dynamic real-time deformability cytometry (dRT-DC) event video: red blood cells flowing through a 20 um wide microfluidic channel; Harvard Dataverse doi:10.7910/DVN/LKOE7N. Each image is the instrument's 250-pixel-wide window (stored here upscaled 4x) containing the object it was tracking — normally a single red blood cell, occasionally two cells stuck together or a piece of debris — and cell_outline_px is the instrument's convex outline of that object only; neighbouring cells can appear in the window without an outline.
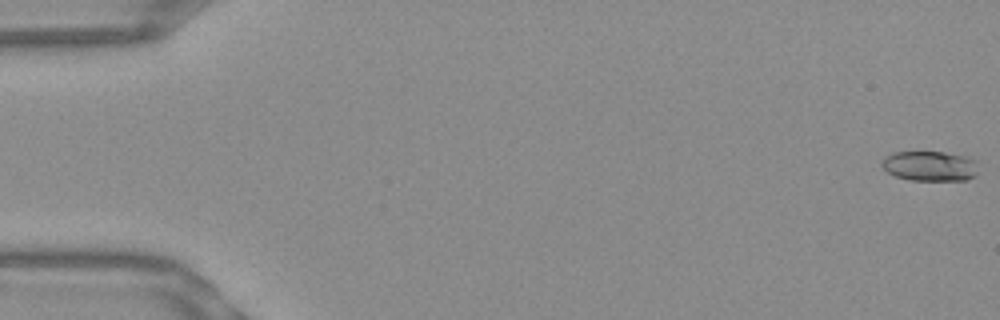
{"species": "Egyptian fruit bat (a non-hibernating species)", "species_latin": "Rousettus aegyptiacus", "temperature_condition": "warm", "stored_images_in_passage": 54, "camera_frame_rate_fps": 3000, "um_per_image_px": 0.085, "frame": {"image": 1, "passage_image": 1, "time_ms": 0.0, "image_size_px": [1000, 320], "cell_outline_px": [[976, 176], [968, 180], [912, 180], [896, 176], [888, 172], [880, 164], [892, 152], [944, 152], [964, 156], [976, 160]], "centroid_in_image_um": [79.07, 14.11], "position_along_channel_um": 5.9, "area_um2": 16.7}}
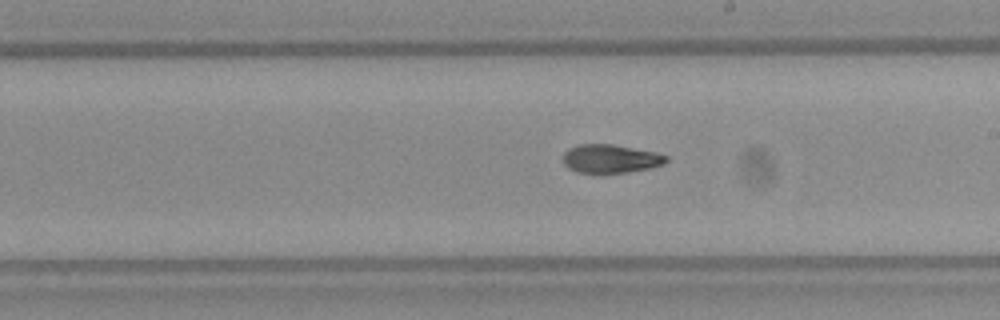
{"frame": {"image": 2, "passage_image": 31, "time_ms": 10.0, "image_size_px": [1000, 320], "cell_outline_px": [[668, 160], [664, 164], [648, 168], [624, 172], [576, 172], [568, 168], [564, 164], [564, 152], [568, 148], [580, 144], [612, 144], [656, 152], [668, 156]], "centroid_in_image_um": [51.89, 13.47], "position_along_channel_um": 237.1, "area_um2": 16.94}}
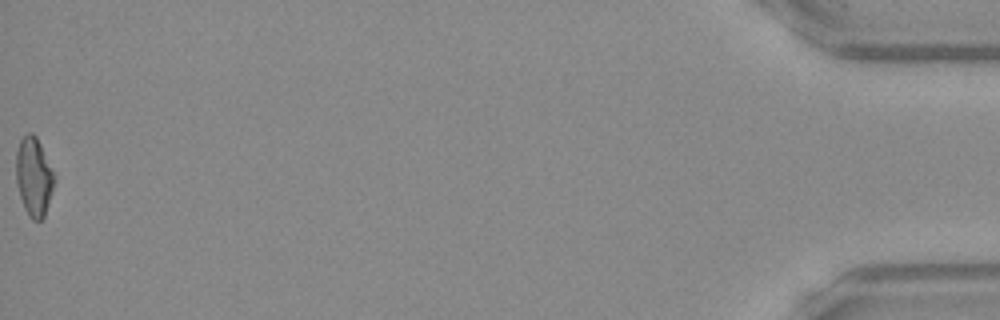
{"frame": {"image": 3, "passage_image": 54, "time_ms": 17.667, "image_size_px": [1000, 320], "cell_outline_px": [[56, 180], [44, 216], [40, 220], [32, 220], [28, 216], [24, 208], [16, 184], [16, 152], [20, 140], [28, 132], [32, 132], [36, 136], [40, 144]], "centroid_in_image_um": [2.86, 15.03], "position_along_channel_um": 432.3, "area_um2": 17.4}, "authors_computed_cell_mechanics": {"area_um2": 17.6579, "velocity_mm_per_s": 3.8518, "shape_relaxation_time_tau1_ms": 8.4155, "shape_relaxation_time_tau2_ms": 4.9043, "deformation_change_tau1": 0.2346, "deformation_change_tau2": 0.1314}}